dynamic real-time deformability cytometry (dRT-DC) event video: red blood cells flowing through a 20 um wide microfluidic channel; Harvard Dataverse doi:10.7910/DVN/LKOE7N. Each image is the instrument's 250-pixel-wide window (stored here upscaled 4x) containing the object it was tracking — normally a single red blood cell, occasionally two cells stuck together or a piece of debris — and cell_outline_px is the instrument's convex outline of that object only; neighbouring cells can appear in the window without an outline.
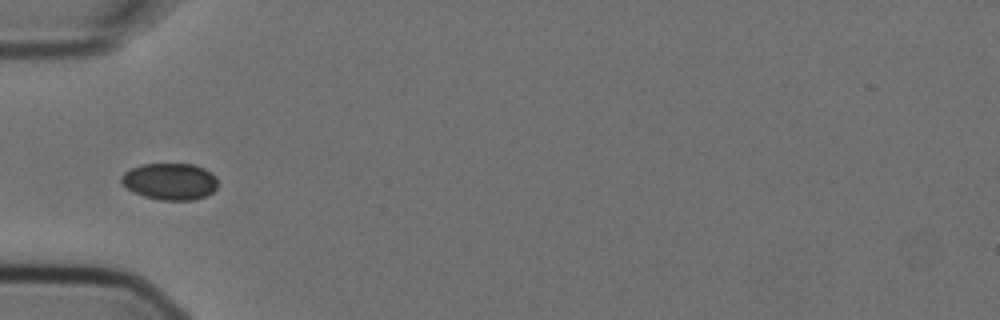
{"species": "Egyptian fruit bat (a non-hibernating species)", "species_latin": "Rousettus aegyptiacus", "temperature_condition": "cold", "stored_images_in_passage": 5, "camera_frame_rate_fps": 3000, "um_per_image_px": 0.085, "animal": {"sex": "female"}, "frame": {"image": 1, "passage_image": 3, "time_ms": 0.667, "image_size_px": [1000, 320], "cell_outline_px": [[216, 188], [212, 192], [204, 196], [192, 200], [160, 200], [144, 196], [132, 192], [120, 184], [120, 176], [124, 172], [140, 164], [192, 164], [204, 168], [212, 172], [216, 176]], "centroid_in_image_um": [14.4, 15.42], "position_along_channel_um": 70.6, "area_um2": 20.81}}
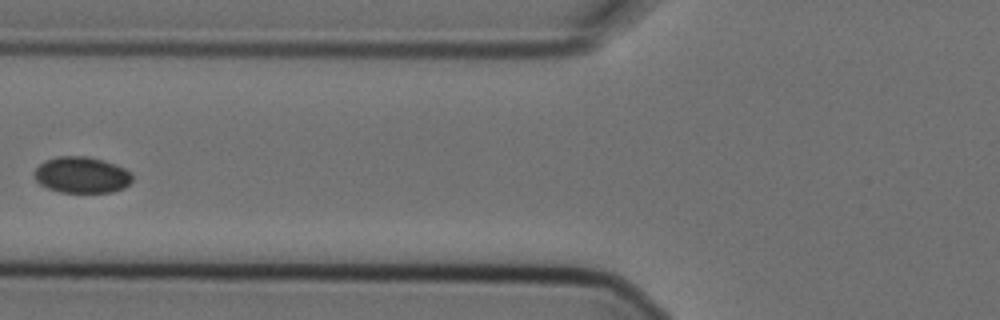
{"frame": {"image": 2, "passage_image": 4, "time_ms": 1.0, "image_size_px": [1000, 320], "cell_outline_px": [[132, 180], [124, 188], [112, 192], [60, 192], [48, 188], [40, 184], [36, 180], [36, 168], [44, 160], [56, 156], [88, 156], [104, 160], [124, 168], [132, 172]], "centroid_in_image_um": [6.96, 14.86], "position_along_channel_um": 118.8, "area_um2": 20.69}}
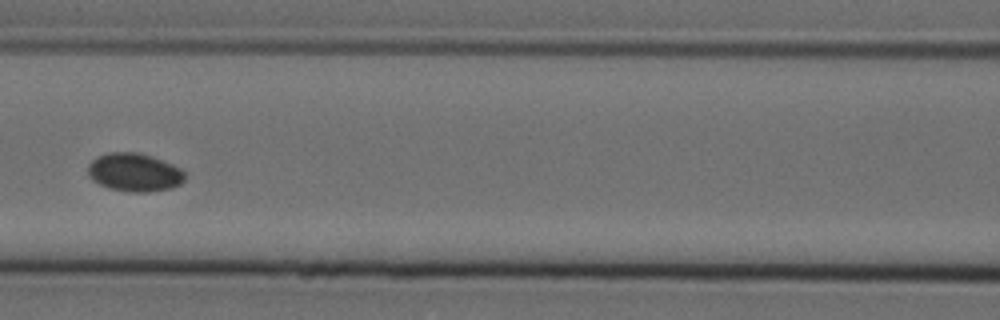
{"frame": {"image": 3, "passage_image": 5, "time_ms": 1.333, "image_size_px": [1000, 320], "cell_outline_px": [[184, 180], [180, 184], [172, 188], [148, 192], [128, 192], [108, 188], [92, 180], [88, 176], [88, 164], [96, 156], [108, 152], [136, 152], [152, 156], [172, 164], [180, 168], [184, 172]], "centroid_in_image_um": [11.4, 14.65], "position_along_channel_um": 155.2, "area_um2": 21.79}}